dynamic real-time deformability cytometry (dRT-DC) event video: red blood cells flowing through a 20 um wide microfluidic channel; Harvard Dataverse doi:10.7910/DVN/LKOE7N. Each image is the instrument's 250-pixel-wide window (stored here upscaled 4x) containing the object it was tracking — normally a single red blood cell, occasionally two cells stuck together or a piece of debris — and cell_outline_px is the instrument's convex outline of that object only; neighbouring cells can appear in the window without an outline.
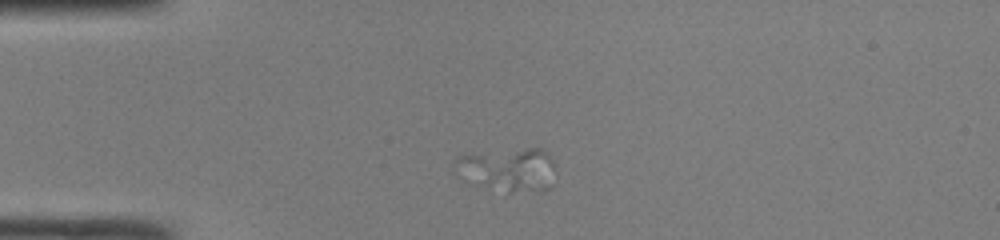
{"species": "common noctule bat (a hibernating species)", "species_latin": "Nyctalus noctula", "temperature_condition": "room temperature", "stored_images_in_passage": 4, "segment_of_instrument_passage": [2, 2], "camera_frame_rate_fps": 3000, "um_per_image_px": 0.085, "animal": {"sex": "male", "body_mass_g": 19.0, "forearm_length_mm": 50.8}, "frame": {"image": 1, "passage_image": 4, "time_ms": 1.0, "image_size_px": [1000, 240], "cell_outline_px": [[552, 168], [520, 188], [512, 192], [508, 192], [484, 184], [484, 180], [512, 156], [520, 152], [532, 148], [540, 148], [552, 160]], "centroid_in_image_um": [44.19, 14.47], "position_along_channel_um": 40.8, "area_um2": 12.48}}